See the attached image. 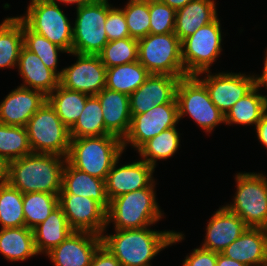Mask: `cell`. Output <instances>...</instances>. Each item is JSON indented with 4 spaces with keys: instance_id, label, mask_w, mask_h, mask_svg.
Wrapping results in <instances>:
<instances>
[{
    "instance_id": "1",
    "label": "cell",
    "mask_w": 267,
    "mask_h": 266,
    "mask_svg": "<svg viewBox=\"0 0 267 266\" xmlns=\"http://www.w3.org/2000/svg\"><path fill=\"white\" fill-rule=\"evenodd\" d=\"M113 235H101L102 245L121 266H151L150 260L167 246L181 241L182 233L153 231L146 228L115 230Z\"/></svg>"
},
{
    "instance_id": "2",
    "label": "cell",
    "mask_w": 267,
    "mask_h": 266,
    "mask_svg": "<svg viewBox=\"0 0 267 266\" xmlns=\"http://www.w3.org/2000/svg\"><path fill=\"white\" fill-rule=\"evenodd\" d=\"M66 161V157L61 155L32 152L8 163L7 182L23 194L43 192L59 195Z\"/></svg>"
},
{
    "instance_id": "3",
    "label": "cell",
    "mask_w": 267,
    "mask_h": 266,
    "mask_svg": "<svg viewBox=\"0 0 267 266\" xmlns=\"http://www.w3.org/2000/svg\"><path fill=\"white\" fill-rule=\"evenodd\" d=\"M123 150L122 139L112 134L71 138L66 159L74 168L105 180Z\"/></svg>"
},
{
    "instance_id": "4",
    "label": "cell",
    "mask_w": 267,
    "mask_h": 266,
    "mask_svg": "<svg viewBox=\"0 0 267 266\" xmlns=\"http://www.w3.org/2000/svg\"><path fill=\"white\" fill-rule=\"evenodd\" d=\"M154 182L146 188L122 194L109 202L106 223L114 222L115 230L150 227L163 216L156 202Z\"/></svg>"
},
{
    "instance_id": "5",
    "label": "cell",
    "mask_w": 267,
    "mask_h": 266,
    "mask_svg": "<svg viewBox=\"0 0 267 266\" xmlns=\"http://www.w3.org/2000/svg\"><path fill=\"white\" fill-rule=\"evenodd\" d=\"M25 128L32 152L67 158L71 140L69 129L48 101L29 119Z\"/></svg>"
},
{
    "instance_id": "6",
    "label": "cell",
    "mask_w": 267,
    "mask_h": 266,
    "mask_svg": "<svg viewBox=\"0 0 267 266\" xmlns=\"http://www.w3.org/2000/svg\"><path fill=\"white\" fill-rule=\"evenodd\" d=\"M138 61L150 74L186 77L181 41L175 33L148 34L138 40Z\"/></svg>"
},
{
    "instance_id": "7",
    "label": "cell",
    "mask_w": 267,
    "mask_h": 266,
    "mask_svg": "<svg viewBox=\"0 0 267 266\" xmlns=\"http://www.w3.org/2000/svg\"><path fill=\"white\" fill-rule=\"evenodd\" d=\"M234 203L225 205L248 227L267 229V178L263 174L238 173Z\"/></svg>"
},
{
    "instance_id": "8",
    "label": "cell",
    "mask_w": 267,
    "mask_h": 266,
    "mask_svg": "<svg viewBox=\"0 0 267 266\" xmlns=\"http://www.w3.org/2000/svg\"><path fill=\"white\" fill-rule=\"evenodd\" d=\"M110 8L108 0H93L77 8L72 53L99 55L102 52L109 42L104 26Z\"/></svg>"
},
{
    "instance_id": "9",
    "label": "cell",
    "mask_w": 267,
    "mask_h": 266,
    "mask_svg": "<svg viewBox=\"0 0 267 266\" xmlns=\"http://www.w3.org/2000/svg\"><path fill=\"white\" fill-rule=\"evenodd\" d=\"M179 120L185 114L206 132H211L219 123H225V115L210 99L206 86L196 76L179 80L176 90Z\"/></svg>"
},
{
    "instance_id": "10",
    "label": "cell",
    "mask_w": 267,
    "mask_h": 266,
    "mask_svg": "<svg viewBox=\"0 0 267 266\" xmlns=\"http://www.w3.org/2000/svg\"><path fill=\"white\" fill-rule=\"evenodd\" d=\"M218 17L181 41V56L186 76L199 77L219 56L222 47Z\"/></svg>"
},
{
    "instance_id": "11",
    "label": "cell",
    "mask_w": 267,
    "mask_h": 266,
    "mask_svg": "<svg viewBox=\"0 0 267 266\" xmlns=\"http://www.w3.org/2000/svg\"><path fill=\"white\" fill-rule=\"evenodd\" d=\"M26 16L19 18L34 32L44 36L67 53H72L73 27L58 4L30 0Z\"/></svg>"
},
{
    "instance_id": "12",
    "label": "cell",
    "mask_w": 267,
    "mask_h": 266,
    "mask_svg": "<svg viewBox=\"0 0 267 266\" xmlns=\"http://www.w3.org/2000/svg\"><path fill=\"white\" fill-rule=\"evenodd\" d=\"M178 122V103L157 105L146 113L131 116L130 129L122 140L123 149L130 143L138 150L162 131L176 127Z\"/></svg>"
},
{
    "instance_id": "13",
    "label": "cell",
    "mask_w": 267,
    "mask_h": 266,
    "mask_svg": "<svg viewBox=\"0 0 267 266\" xmlns=\"http://www.w3.org/2000/svg\"><path fill=\"white\" fill-rule=\"evenodd\" d=\"M71 54L78 59L72 66L62 69L60 85L71 91L96 96L105 88L106 66L99 55Z\"/></svg>"
},
{
    "instance_id": "14",
    "label": "cell",
    "mask_w": 267,
    "mask_h": 266,
    "mask_svg": "<svg viewBox=\"0 0 267 266\" xmlns=\"http://www.w3.org/2000/svg\"><path fill=\"white\" fill-rule=\"evenodd\" d=\"M58 205L74 231H86L103 235L107 227V210L92 198L74 194H59Z\"/></svg>"
},
{
    "instance_id": "15",
    "label": "cell",
    "mask_w": 267,
    "mask_h": 266,
    "mask_svg": "<svg viewBox=\"0 0 267 266\" xmlns=\"http://www.w3.org/2000/svg\"><path fill=\"white\" fill-rule=\"evenodd\" d=\"M203 73L208 74H205L207 76L204 79H198L206 86L210 99L224 115L255 87L254 75L223 72L212 75L210 71Z\"/></svg>"
},
{
    "instance_id": "16",
    "label": "cell",
    "mask_w": 267,
    "mask_h": 266,
    "mask_svg": "<svg viewBox=\"0 0 267 266\" xmlns=\"http://www.w3.org/2000/svg\"><path fill=\"white\" fill-rule=\"evenodd\" d=\"M180 79L167 74H150L129 96L131 116L146 113L157 105L177 103L176 90Z\"/></svg>"
},
{
    "instance_id": "17",
    "label": "cell",
    "mask_w": 267,
    "mask_h": 266,
    "mask_svg": "<svg viewBox=\"0 0 267 266\" xmlns=\"http://www.w3.org/2000/svg\"><path fill=\"white\" fill-rule=\"evenodd\" d=\"M101 244L100 235L73 231L46 255L55 266H90L92 257Z\"/></svg>"
},
{
    "instance_id": "18",
    "label": "cell",
    "mask_w": 267,
    "mask_h": 266,
    "mask_svg": "<svg viewBox=\"0 0 267 266\" xmlns=\"http://www.w3.org/2000/svg\"><path fill=\"white\" fill-rule=\"evenodd\" d=\"M114 162L105 179V192L109 202L122 194L149 187L153 182L154 167L145 161H137L116 168Z\"/></svg>"
},
{
    "instance_id": "19",
    "label": "cell",
    "mask_w": 267,
    "mask_h": 266,
    "mask_svg": "<svg viewBox=\"0 0 267 266\" xmlns=\"http://www.w3.org/2000/svg\"><path fill=\"white\" fill-rule=\"evenodd\" d=\"M46 101L47 96L43 92L19 86L1 102L0 123L25 127Z\"/></svg>"
},
{
    "instance_id": "20",
    "label": "cell",
    "mask_w": 267,
    "mask_h": 266,
    "mask_svg": "<svg viewBox=\"0 0 267 266\" xmlns=\"http://www.w3.org/2000/svg\"><path fill=\"white\" fill-rule=\"evenodd\" d=\"M248 228L245 222L226 206L219 208L209 220L203 249L221 253Z\"/></svg>"
},
{
    "instance_id": "21",
    "label": "cell",
    "mask_w": 267,
    "mask_h": 266,
    "mask_svg": "<svg viewBox=\"0 0 267 266\" xmlns=\"http://www.w3.org/2000/svg\"><path fill=\"white\" fill-rule=\"evenodd\" d=\"M221 253L246 266H267V229L248 227Z\"/></svg>"
},
{
    "instance_id": "22",
    "label": "cell",
    "mask_w": 267,
    "mask_h": 266,
    "mask_svg": "<svg viewBox=\"0 0 267 266\" xmlns=\"http://www.w3.org/2000/svg\"><path fill=\"white\" fill-rule=\"evenodd\" d=\"M96 97L102 108L105 129L123 140L131 125L129 95L105 87Z\"/></svg>"
},
{
    "instance_id": "23",
    "label": "cell",
    "mask_w": 267,
    "mask_h": 266,
    "mask_svg": "<svg viewBox=\"0 0 267 266\" xmlns=\"http://www.w3.org/2000/svg\"><path fill=\"white\" fill-rule=\"evenodd\" d=\"M17 66L24 79L21 87L38 90L48 96L60 84V77L24 46L21 48Z\"/></svg>"
},
{
    "instance_id": "24",
    "label": "cell",
    "mask_w": 267,
    "mask_h": 266,
    "mask_svg": "<svg viewBox=\"0 0 267 266\" xmlns=\"http://www.w3.org/2000/svg\"><path fill=\"white\" fill-rule=\"evenodd\" d=\"M65 165L62 173V189L59 194H74L92 198L107 210L109 200L105 192V180L74 168L68 161Z\"/></svg>"
},
{
    "instance_id": "25",
    "label": "cell",
    "mask_w": 267,
    "mask_h": 266,
    "mask_svg": "<svg viewBox=\"0 0 267 266\" xmlns=\"http://www.w3.org/2000/svg\"><path fill=\"white\" fill-rule=\"evenodd\" d=\"M214 0H192L176 11L174 33L180 41L217 18Z\"/></svg>"
},
{
    "instance_id": "26",
    "label": "cell",
    "mask_w": 267,
    "mask_h": 266,
    "mask_svg": "<svg viewBox=\"0 0 267 266\" xmlns=\"http://www.w3.org/2000/svg\"><path fill=\"white\" fill-rule=\"evenodd\" d=\"M33 231L36 250L48 253L64 241L74 230L67 222V218L58 205L52 210L45 221L36 226Z\"/></svg>"
},
{
    "instance_id": "27",
    "label": "cell",
    "mask_w": 267,
    "mask_h": 266,
    "mask_svg": "<svg viewBox=\"0 0 267 266\" xmlns=\"http://www.w3.org/2000/svg\"><path fill=\"white\" fill-rule=\"evenodd\" d=\"M0 253L9 261H24L30 256L38 255L32 229L26 226L1 228Z\"/></svg>"
},
{
    "instance_id": "28",
    "label": "cell",
    "mask_w": 267,
    "mask_h": 266,
    "mask_svg": "<svg viewBox=\"0 0 267 266\" xmlns=\"http://www.w3.org/2000/svg\"><path fill=\"white\" fill-rule=\"evenodd\" d=\"M149 75L139 61L113 66L107 68L105 87L130 96Z\"/></svg>"
},
{
    "instance_id": "29",
    "label": "cell",
    "mask_w": 267,
    "mask_h": 266,
    "mask_svg": "<svg viewBox=\"0 0 267 266\" xmlns=\"http://www.w3.org/2000/svg\"><path fill=\"white\" fill-rule=\"evenodd\" d=\"M255 86L244 97L240 98L226 113L224 124H258L262 115L267 111V97L257 93Z\"/></svg>"
},
{
    "instance_id": "30",
    "label": "cell",
    "mask_w": 267,
    "mask_h": 266,
    "mask_svg": "<svg viewBox=\"0 0 267 266\" xmlns=\"http://www.w3.org/2000/svg\"><path fill=\"white\" fill-rule=\"evenodd\" d=\"M88 97L87 94L68 90L59 84L47 96V101L55 109L62 123L70 129L81 115Z\"/></svg>"
},
{
    "instance_id": "31",
    "label": "cell",
    "mask_w": 267,
    "mask_h": 266,
    "mask_svg": "<svg viewBox=\"0 0 267 266\" xmlns=\"http://www.w3.org/2000/svg\"><path fill=\"white\" fill-rule=\"evenodd\" d=\"M23 47V21L8 17L0 24V68L15 67Z\"/></svg>"
},
{
    "instance_id": "32",
    "label": "cell",
    "mask_w": 267,
    "mask_h": 266,
    "mask_svg": "<svg viewBox=\"0 0 267 266\" xmlns=\"http://www.w3.org/2000/svg\"><path fill=\"white\" fill-rule=\"evenodd\" d=\"M70 138L103 136L110 134L105 129L102 108L96 96H89L76 123L69 129Z\"/></svg>"
},
{
    "instance_id": "33",
    "label": "cell",
    "mask_w": 267,
    "mask_h": 266,
    "mask_svg": "<svg viewBox=\"0 0 267 266\" xmlns=\"http://www.w3.org/2000/svg\"><path fill=\"white\" fill-rule=\"evenodd\" d=\"M179 138L176 127L164 130L144 143L138 149L139 155L143 161L155 168L157 159H167L175 154L180 144Z\"/></svg>"
},
{
    "instance_id": "34",
    "label": "cell",
    "mask_w": 267,
    "mask_h": 266,
    "mask_svg": "<svg viewBox=\"0 0 267 266\" xmlns=\"http://www.w3.org/2000/svg\"><path fill=\"white\" fill-rule=\"evenodd\" d=\"M31 153L25 127L0 123V158L8 164Z\"/></svg>"
},
{
    "instance_id": "35",
    "label": "cell",
    "mask_w": 267,
    "mask_h": 266,
    "mask_svg": "<svg viewBox=\"0 0 267 266\" xmlns=\"http://www.w3.org/2000/svg\"><path fill=\"white\" fill-rule=\"evenodd\" d=\"M0 224L2 228L25 226L23 193L8 182L0 185Z\"/></svg>"
},
{
    "instance_id": "36",
    "label": "cell",
    "mask_w": 267,
    "mask_h": 266,
    "mask_svg": "<svg viewBox=\"0 0 267 266\" xmlns=\"http://www.w3.org/2000/svg\"><path fill=\"white\" fill-rule=\"evenodd\" d=\"M58 206V195L31 192L23 194V212L25 226L34 229L46 220L52 210Z\"/></svg>"
},
{
    "instance_id": "37",
    "label": "cell",
    "mask_w": 267,
    "mask_h": 266,
    "mask_svg": "<svg viewBox=\"0 0 267 266\" xmlns=\"http://www.w3.org/2000/svg\"><path fill=\"white\" fill-rule=\"evenodd\" d=\"M23 46L30 52L36 54L48 69L54 71L61 77L63 70L57 72L58 52H65V50L44 36L32 31L24 22Z\"/></svg>"
},
{
    "instance_id": "38",
    "label": "cell",
    "mask_w": 267,
    "mask_h": 266,
    "mask_svg": "<svg viewBox=\"0 0 267 266\" xmlns=\"http://www.w3.org/2000/svg\"><path fill=\"white\" fill-rule=\"evenodd\" d=\"M106 68L138 61V40L128 37L108 42L99 54Z\"/></svg>"
},
{
    "instance_id": "39",
    "label": "cell",
    "mask_w": 267,
    "mask_h": 266,
    "mask_svg": "<svg viewBox=\"0 0 267 266\" xmlns=\"http://www.w3.org/2000/svg\"><path fill=\"white\" fill-rule=\"evenodd\" d=\"M123 13L131 38L139 40L150 34L149 0H129Z\"/></svg>"
},
{
    "instance_id": "40",
    "label": "cell",
    "mask_w": 267,
    "mask_h": 266,
    "mask_svg": "<svg viewBox=\"0 0 267 266\" xmlns=\"http://www.w3.org/2000/svg\"><path fill=\"white\" fill-rule=\"evenodd\" d=\"M150 34L174 33L176 10L160 0H149Z\"/></svg>"
},
{
    "instance_id": "41",
    "label": "cell",
    "mask_w": 267,
    "mask_h": 266,
    "mask_svg": "<svg viewBox=\"0 0 267 266\" xmlns=\"http://www.w3.org/2000/svg\"><path fill=\"white\" fill-rule=\"evenodd\" d=\"M104 28L109 42L130 37L123 9L111 7Z\"/></svg>"
},
{
    "instance_id": "42",
    "label": "cell",
    "mask_w": 267,
    "mask_h": 266,
    "mask_svg": "<svg viewBox=\"0 0 267 266\" xmlns=\"http://www.w3.org/2000/svg\"><path fill=\"white\" fill-rule=\"evenodd\" d=\"M217 252L203 249H194L190 256H186L183 266H216Z\"/></svg>"
},
{
    "instance_id": "43",
    "label": "cell",
    "mask_w": 267,
    "mask_h": 266,
    "mask_svg": "<svg viewBox=\"0 0 267 266\" xmlns=\"http://www.w3.org/2000/svg\"><path fill=\"white\" fill-rule=\"evenodd\" d=\"M90 266H121L119 260L102 244L94 253Z\"/></svg>"
},
{
    "instance_id": "44",
    "label": "cell",
    "mask_w": 267,
    "mask_h": 266,
    "mask_svg": "<svg viewBox=\"0 0 267 266\" xmlns=\"http://www.w3.org/2000/svg\"><path fill=\"white\" fill-rule=\"evenodd\" d=\"M256 133L259 141L267 148V111L256 125Z\"/></svg>"
},
{
    "instance_id": "45",
    "label": "cell",
    "mask_w": 267,
    "mask_h": 266,
    "mask_svg": "<svg viewBox=\"0 0 267 266\" xmlns=\"http://www.w3.org/2000/svg\"><path fill=\"white\" fill-rule=\"evenodd\" d=\"M216 266H246V265L231 258H228L222 253H217Z\"/></svg>"
},
{
    "instance_id": "46",
    "label": "cell",
    "mask_w": 267,
    "mask_h": 266,
    "mask_svg": "<svg viewBox=\"0 0 267 266\" xmlns=\"http://www.w3.org/2000/svg\"><path fill=\"white\" fill-rule=\"evenodd\" d=\"M264 67L262 71V75L259 77L254 78L255 86L259 89L262 86L267 87V51H266V56L264 59Z\"/></svg>"
},
{
    "instance_id": "47",
    "label": "cell",
    "mask_w": 267,
    "mask_h": 266,
    "mask_svg": "<svg viewBox=\"0 0 267 266\" xmlns=\"http://www.w3.org/2000/svg\"><path fill=\"white\" fill-rule=\"evenodd\" d=\"M160 1L177 11L178 9L183 8L186 4H188L192 0H160Z\"/></svg>"
},
{
    "instance_id": "48",
    "label": "cell",
    "mask_w": 267,
    "mask_h": 266,
    "mask_svg": "<svg viewBox=\"0 0 267 266\" xmlns=\"http://www.w3.org/2000/svg\"><path fill=\"white\" fill-rule=\"evenodd\" d=\"M8 164L0 158V185L7 183Z\"/></svg>"
},
{
    "instance_id": "49",
    "label": "cell",
    "mask_w": 267,
    "mask_h": 266,
    "mask_svg": "<svg viewBox=\"0 0 267 266\" xmlns=\"http://www.w3.org/2000/svg\"><path fill=\"white\" fill-rule=\"evenodd\" d=\"M44 1L49 2V3H53V4H57L56 0H44ZM57 1L63 2L65 4L76 3L77 8H78V7H81L83 5L91 3L93 0H57Z\"/></svg>"
}]
</instances>
